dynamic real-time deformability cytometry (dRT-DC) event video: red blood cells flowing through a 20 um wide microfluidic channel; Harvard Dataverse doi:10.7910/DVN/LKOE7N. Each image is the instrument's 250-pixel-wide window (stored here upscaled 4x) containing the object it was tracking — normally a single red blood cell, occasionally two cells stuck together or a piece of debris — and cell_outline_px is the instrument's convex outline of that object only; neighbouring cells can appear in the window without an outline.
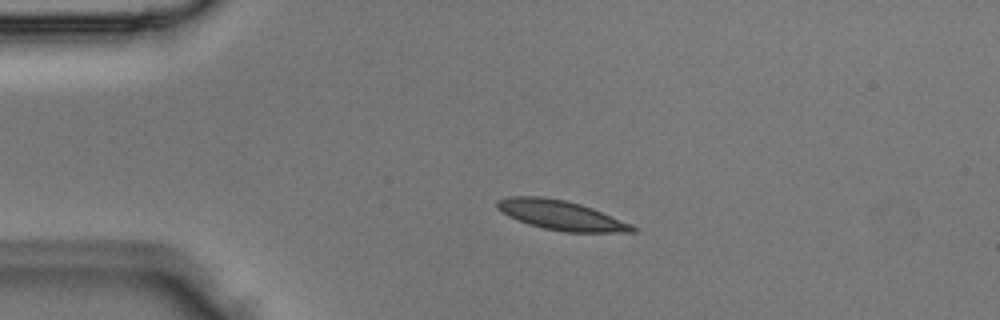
{"species": "Egyptian fruit bat (a non-hibernating species)", "species_latin": "Rousettus aegyptiacus", "temperature_condition": "room temperature", "stored_images_in_passage": 2, "camera_frame_rate_fps": 3000, "um_per_image_px": 0.085, "animal": {"sex": "male"}, "frame": {"image": 1, "passage_image": 2, "time_ms": 0.333, "image_size_px": [1000, 320], "cell_outline_px": [[640, 228], [636, 232], [564, 232], [544, 228], [528, 224], [508, 216], [496, 208], [496, 200], [508, 196], [540, 196], [564, 200], [580, 204], [592, 208], [632, 224]], "centroid_in_image_um": [47.68, 18.29], "position_along_channel_um": 37.3, "area_um2": 23.35}}